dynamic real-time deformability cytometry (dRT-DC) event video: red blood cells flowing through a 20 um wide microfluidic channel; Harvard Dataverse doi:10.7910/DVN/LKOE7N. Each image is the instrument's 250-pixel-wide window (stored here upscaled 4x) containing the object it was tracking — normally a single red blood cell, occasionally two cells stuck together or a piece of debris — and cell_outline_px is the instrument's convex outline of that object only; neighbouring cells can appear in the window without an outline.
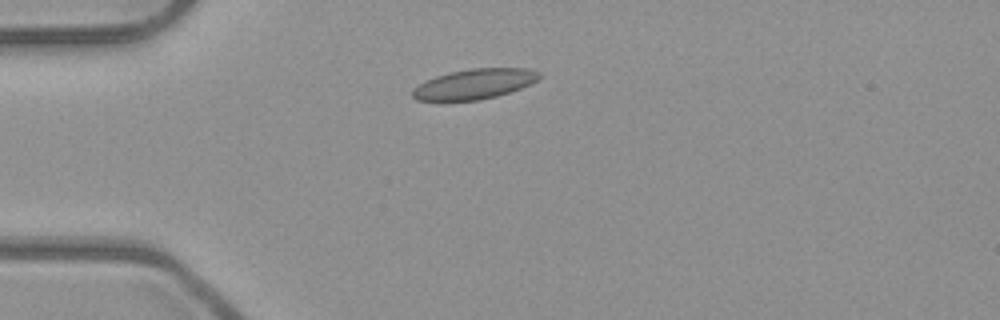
{"species": "common noctule bat (a hibernating species)", "species_latin": "Nyctalus noctula", "temperature_condition": "room temperature", "stored_images_in_passage": 40, "camera_frame_rate_fps": 3000, "um_per_image_px": 0.085, "animal": {"sex": "male", "body_mass_g": 23.1, "forearm_length_mm": 52.7}, "frame": {"image": 1, "passage_image": 1, "time_ms": 0.0, "image_size_px": [1000, 320], "cell_outline_px": [[540, 76], [536, 80], [520, 88], [496, 96], [480, 100], [416, 100], [412, 96], [412, 88], [424, 80], [448, 72], [468, 68], [528, 68], [540, 72]], "centroid_in_image_um": [40.27, 7.12], "position_along_channel_um": 44.7, "area_um2": 22.2}}
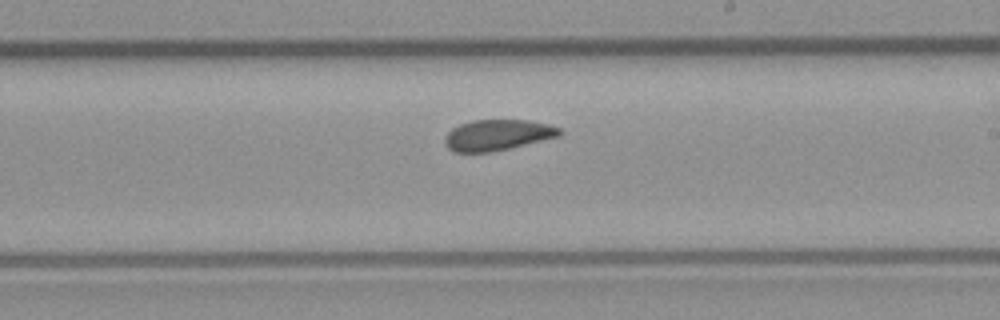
{"frame": {"image": 2, "passage_image": 18, "time_ms": 5.667, "image_size_px": [1000, 320], "cell_outline_px": [[564, 132], [560, 136], [492, 152], [456, 152], [448, 148], [444, 144], [444, 140], [448, 132], [452, 128], [460, 124], [472, 120], [528, 120], [548, 124], [560, 128]], "centroid_in_image_um": [42.29, 11.47], "position_along_channel_um": 246.7, "area_um2": 20.63}}
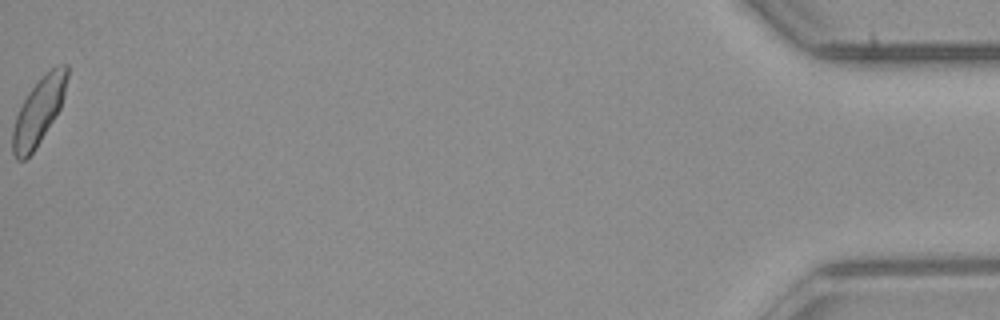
{"frame": {"image": 3, "passage_image": 40, "time_ms": 13.0, "image_size_px": [1000, 320], "cell_outline_px": [[68, 76], [64, 96], [60, 108], [56, 116], [36, 148], [24, 160], [16, 160], [12, 152], [12, 132], [16, 116], [28, 92], [56, 64], [68, 64]], "centroid_in_image_um": [3.3, 9.47], "position_along_channel_um": 431.9, "area_um2": 20.92}, "authors_computed_cell_mechanics": {"area_um2": 21.0103, "velocity_mm_per_s": 3.943, "shape_relaxation_time_tau1_ms": null, "shape_relaxation_time_tau2_ms": 1.9006, "deformation_change_tau1": null, "deformation_change_tau2": 0.0726}}